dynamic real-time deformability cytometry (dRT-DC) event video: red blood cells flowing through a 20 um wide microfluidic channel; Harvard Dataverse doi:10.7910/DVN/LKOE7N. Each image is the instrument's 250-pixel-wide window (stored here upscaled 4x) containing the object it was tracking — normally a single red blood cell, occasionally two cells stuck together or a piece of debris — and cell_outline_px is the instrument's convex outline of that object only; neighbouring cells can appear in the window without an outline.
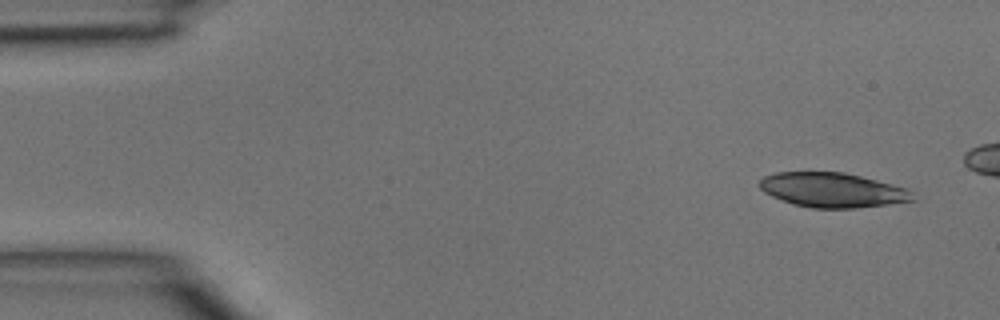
{"species": "common noctule bat (a hibernating species)", "species_latin": "Nyctalus noctula", "temperature_condition": "room temperature", "stored_images_in_passage": 5, "camera_frame_rate_fps": 3000, "um_per_image_px": 0.085, "animal": {"sex": "male", "body_mass_g": 15.6}, "frame": {"image": 1, "passage_image": 1, "time_ms": 0.0, "image_size_px": [1000, 320], "cell_outline_px": [[920, 200], [856, 208], [812, 208], [792, 204], [772, 196], [764, 192], [756, 184], [764, 176], [776, 172], [844, 172], [892, 184], [904, 188], [912, 192]], "centroid_in_image_um": [70.76, 16.16], "position_along_channel_um": 14.2, "area_um2": 31.04}}